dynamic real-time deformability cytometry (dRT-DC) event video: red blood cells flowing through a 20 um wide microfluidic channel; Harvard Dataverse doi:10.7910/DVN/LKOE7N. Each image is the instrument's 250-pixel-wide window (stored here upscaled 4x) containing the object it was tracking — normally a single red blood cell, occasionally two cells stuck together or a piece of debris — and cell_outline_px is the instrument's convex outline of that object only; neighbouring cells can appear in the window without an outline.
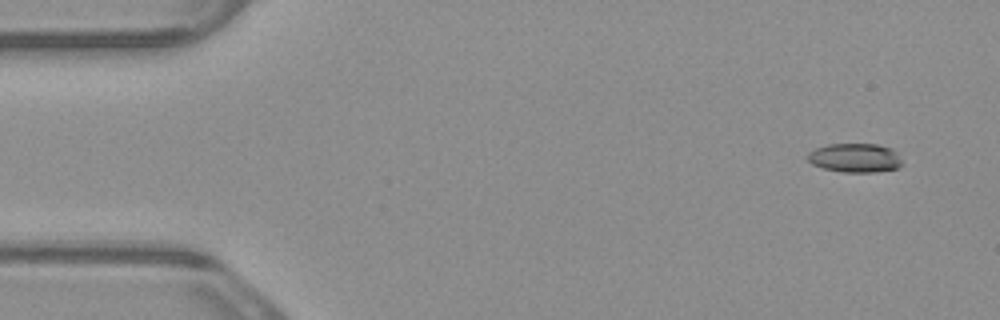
{"species": "common noctule bat (a hibernating species)", "species_latin": "Nyctalus noctula", "temperature_condition": "warm", "stored_images_in_passage": 5, "camera_frame_rate_fps": 3000, "um_per_image_px": 0.085, "animal": {"sex": "male", "body_mass_g": 23.1, "forearm_length_mm": 52.7}, "frame": {"image": 1, "passage_image": 1, "time_ms": 0.0, "image_size_px": [1000, 320], "cell_outline_px": [[904, 164], [900, 168], [876, 172], [844, 172], [824, 168], [812, 164], [808, 160], [808, 152], [816, 148], [828, 144], [876, 144], [892, 148], [896, 152]], "centroid_in_image_um": [72.72, 13.42], "position_along_channel_um": 12.3, "area_um2": 16.07}}
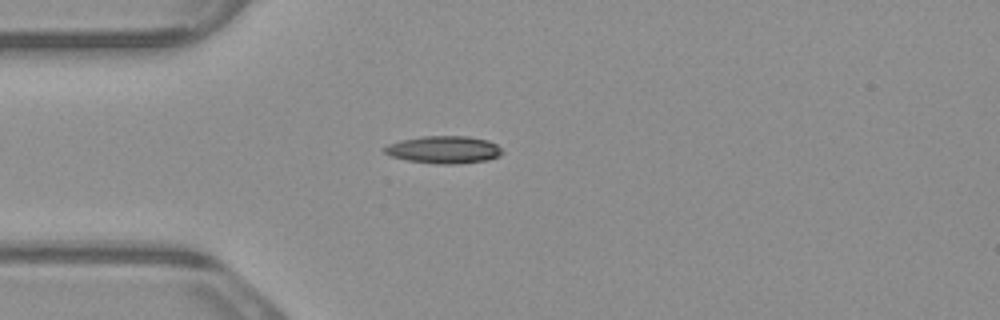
{"frame": {"image": 2, "passage_image": 4, "time_ms": 1.0, "image_size_px": [1000, 320], "cell_outline_px": [[504, 152], [500, 156], [488, 160], [456, 164], [436, 164], [408, 160], [392, 156], [384, 152], [384, 148], [388, 144], [400, 140], [424, 136], [468, 136], [488, 140], [496, 144]], "centroid_in_image_um": [37.76, 12.72], "position_along_channel_um": 47.2, "area_um2": 18.84}}